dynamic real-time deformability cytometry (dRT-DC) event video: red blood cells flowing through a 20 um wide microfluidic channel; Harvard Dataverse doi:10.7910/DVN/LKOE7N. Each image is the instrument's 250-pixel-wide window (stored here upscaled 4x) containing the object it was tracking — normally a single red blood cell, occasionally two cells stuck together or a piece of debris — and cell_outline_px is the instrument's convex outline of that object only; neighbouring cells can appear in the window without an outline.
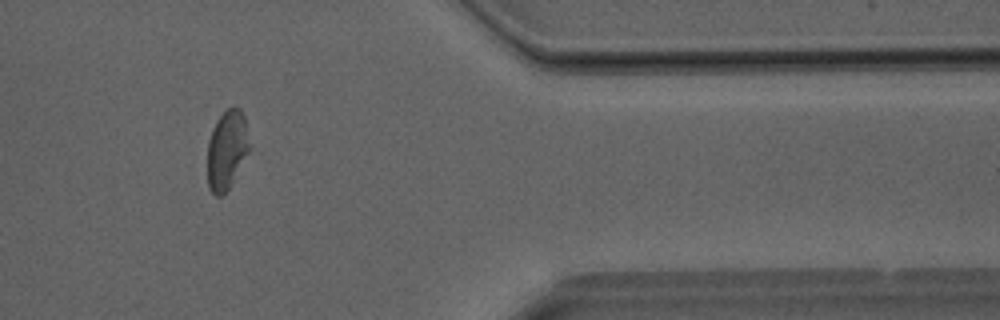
{"species": "Egyptian fruit bat (a non-hibernating species)", "species_latin": "Rousettus aegyptiacus", "temperature_condition": "room temperature", "stored_images_in_passage": 26, "camera_frame_rate_fps": 3000, "um_per_image_px": 0.085, "animal": {"sex": "male"}, "frame": {"image": 1, "passage_image": 22, "time_ms": 7.0, "image_size_px": [1000, 320], "cell_outline_px": [[252, 148], [232, 184], [220, 196], [216, 196], [208, 188], [208, 140], [212, 128], [216, 120], [228, 108], [240, 108], [244, 116]], "centroid_in_image_um": [19.31, 12.74], "position_along_channel_um": 392.1, "area_um2": 19.65}}